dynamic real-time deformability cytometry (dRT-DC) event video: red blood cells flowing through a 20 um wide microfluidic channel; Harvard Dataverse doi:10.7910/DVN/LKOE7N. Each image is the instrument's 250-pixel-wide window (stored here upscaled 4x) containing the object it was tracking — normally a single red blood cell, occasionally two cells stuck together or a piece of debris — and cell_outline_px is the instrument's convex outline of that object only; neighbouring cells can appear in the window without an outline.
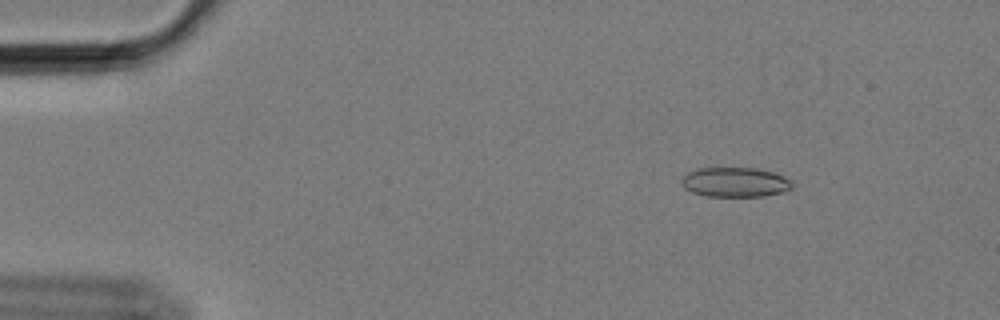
{"species": "Egyptian fruit bat (a non-hibernating species)", "species_latin": "Rousettus aegyptiacus", "temperature_condition": "cold", "stored_images_in_passage": 58, "camera_frame_rate_fps": 3000, "um_per_image_px": 0.085, "animal": {"sex": "female"}, "frame": {"image": 1, "passage_image": 8, "time_ms": 2.333, "image_size_px": [1000, 320], "cell_outline_px": [[792, 188], [784, 192], [764, 196], [708, 196], [692, 192], [684, 188], [680, 184], [680, 180], [688, 172], [696, 168], [756, 168], [772, 172], [784, 176], [792, 180]], "centroid_in_image_um": [62.48, 15.48], "position_along_channel_um": 22.5, "area_um2": 19.25}}
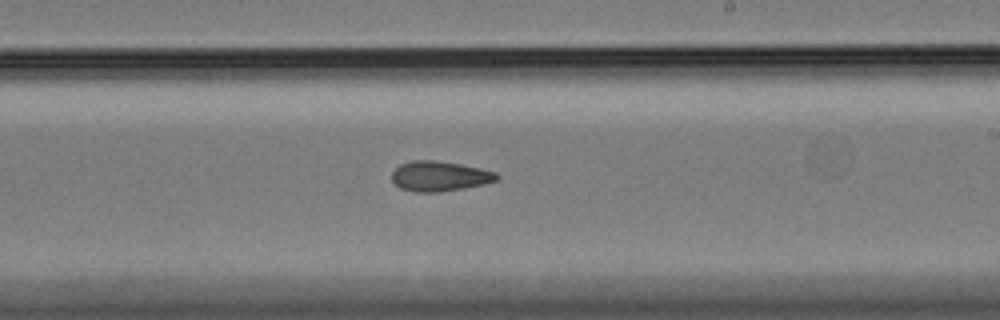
{"frame": {"image": 2, "passage_image": 35, "time_ms": 11.333, "image_size_px": [1000, 320], "cell_outline_px": [[500, 176], [496, 180], [484, 184], [464, 188], [440, 192], [416, 192], [400, 188], [392, 180], [392, 172], [400, 164], [412, 160], [432, 160], [460, 164], [480, 168], [496, 172]], "centroid_in_image_um": [37.36, 14.97], "position_along_channel_um": 251.6, "area_um2": 18.32}}
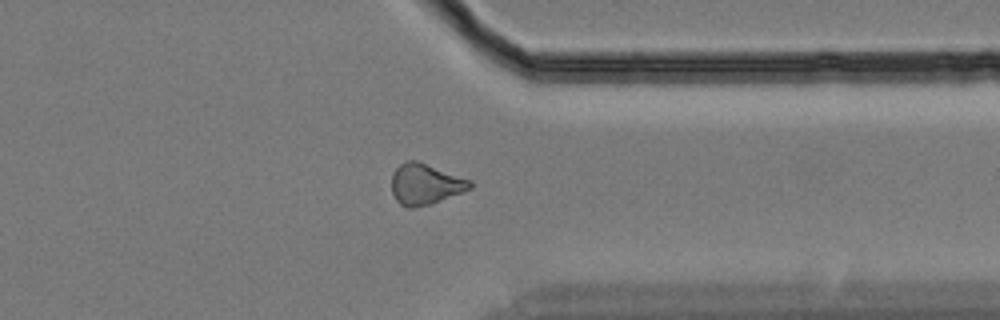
{"frame": {"image": 3, "passage_image": 46, "time_ms": 15.0, "image_size_px": [1000, 320], "cell_outline_px": [[472, 188], [428, 204], [412, 208], [408, 208], [400, 204], [396, 200], [392, 192], [392, 172], [400, 164], [408, 160], [416, 160], [472, 180]], "centroid_in_image_um": [36.13, 15.64], "position_along_channel_um": 375.3, "area_um2": 18.44}, "authors_computed_cell_mechanics": {"area_um2": 18.3226, "velocity_mm_per_s": 3.4367, "shape_relaxation_time_tau1_ms": null, "shape_relaxation_time_tau2_ms": 7.2019, "deformation_change_tau1": null, "deformation_change_tau2": 0.1527}}